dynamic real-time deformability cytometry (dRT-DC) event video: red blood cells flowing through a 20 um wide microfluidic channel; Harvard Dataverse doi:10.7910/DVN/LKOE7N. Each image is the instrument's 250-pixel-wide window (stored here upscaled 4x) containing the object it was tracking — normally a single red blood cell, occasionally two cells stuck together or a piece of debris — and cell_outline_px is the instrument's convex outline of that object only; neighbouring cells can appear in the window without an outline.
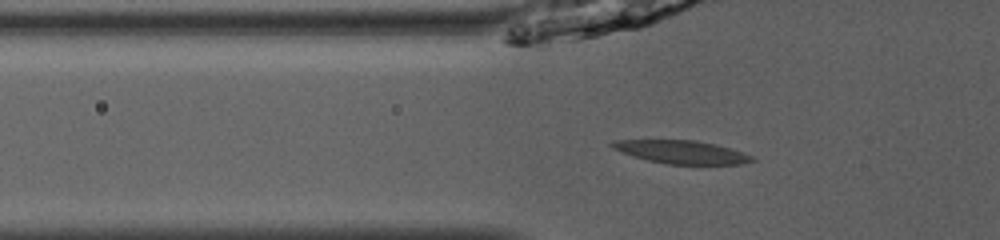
{"species": "common noctule bat (a hibernating species)", "species_latin": "Nyctalus noctula", "temperature_condition": "room temperature", "stored_images_in_passage": 35, "camera_frame_rate_fps": 3000, "um_per_image_px": 0.085, "animal": {"sex": "male", "body_mass_g": 13.0, "forearm_length_mm": 53.1}, "frame": {"image": 1, "passage_image": 3, "time_ms": 0.667, "image_size_px": [1000, 240], "cell_outline_px": [[756, 160], [744, 164], [668, 164], [648, 160], [612, 148], [608, 144], [612, 140], [696, 140], [716, 144], [744, 152], [756, 156]], "centroid_in_image_um": [58.01, 12.92], "position_along_channel_um": 67.8, "area_um2": 18.9}}
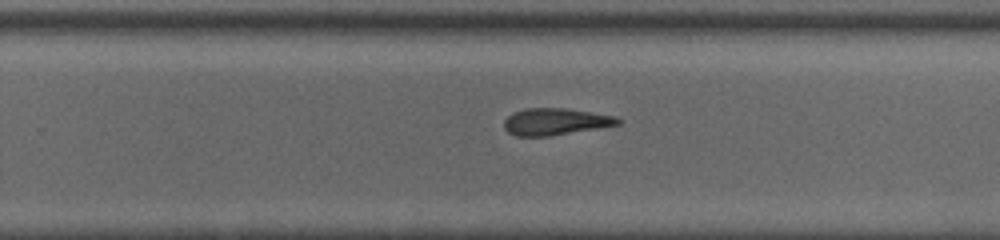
{"frame": {"image": 2, "passage_image": 19, "time_ms": 6.0, "image_size_px": [1000, 240], "cell_outline_px": [[620, 124], [548, 136], [516, 136], [508, 132], [504, 128], [504, 120], [512, 112], [528, 108], [564, 108], [616, 116], [620, 120]], "centroid_in_image_um": [47.16, 10.33], "position_along_channel_um": 282.6, "area_um2": 17.57}}
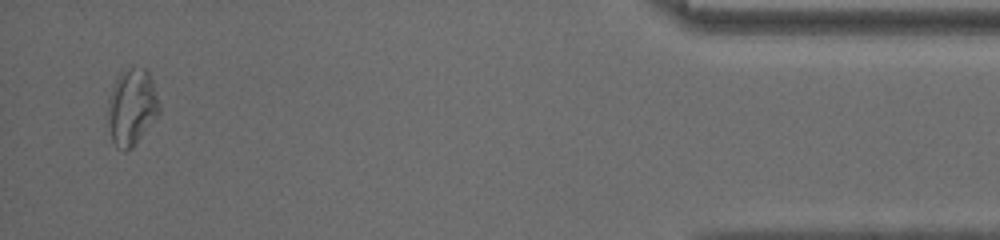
{"frame": {"image": 3, "passage_image": 34, "time_ms": 11.0, "image_size_px": [1000, 240], "cell_outline_px": [[160, 112], [136, 144], [132, 148], [124, 152], [116, 148], [112, 140], [104, 116], [108, 96], [120, 72], [128, 68], [144, 68], [148, 72], [152, 80], [160, 104]], "centroid_in_image_um": [11.15, 9.15], "position_along_channel_um": 424.1, "area_um2": 23.52}}